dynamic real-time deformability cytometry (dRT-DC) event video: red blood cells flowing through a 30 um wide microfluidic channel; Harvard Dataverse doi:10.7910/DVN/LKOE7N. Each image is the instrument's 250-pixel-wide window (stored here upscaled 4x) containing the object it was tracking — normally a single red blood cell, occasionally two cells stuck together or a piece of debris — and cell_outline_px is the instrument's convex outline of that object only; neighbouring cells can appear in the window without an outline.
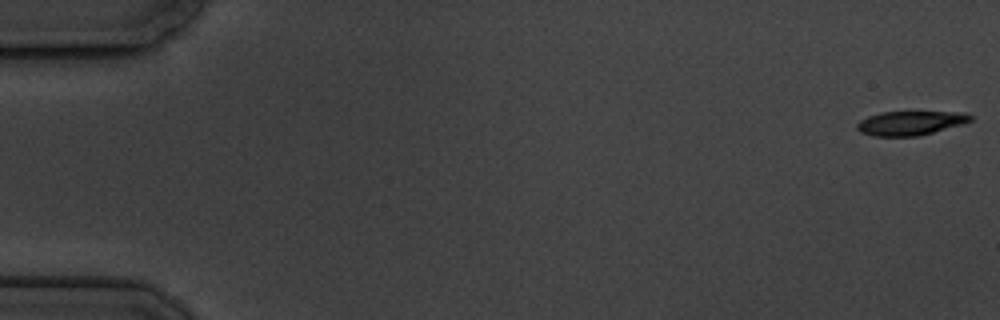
{"species": "common noctule bat (a hibernating species)", "species_latin": "Nyctalus noctula", "temperature_condition": "cold", "stored_images_in_passage": 8, "camera_frame_rate_fps": 3000, "um_per_image_px": 0.085, "animal": {"sex": "male", "body_mass_g": 19.5, "forearm_length_mm": 54.6}, "frame": {"image": 1, "passage_image": 1, "time_ms": 0.0, "image_size_px": [1000, 320], "cell_outline_px": [[972, 120], [964, 124], [920, 136], [872, 136], [860, 132], [856, 128], [856, 124], [860, 120], [868, 116], [880, 112], [964, 112], [972, 116]], "centroid_in_image_um": [77.38, 10.46], "position_along_channel_um": 7.6, "area_um2": 16.13}}
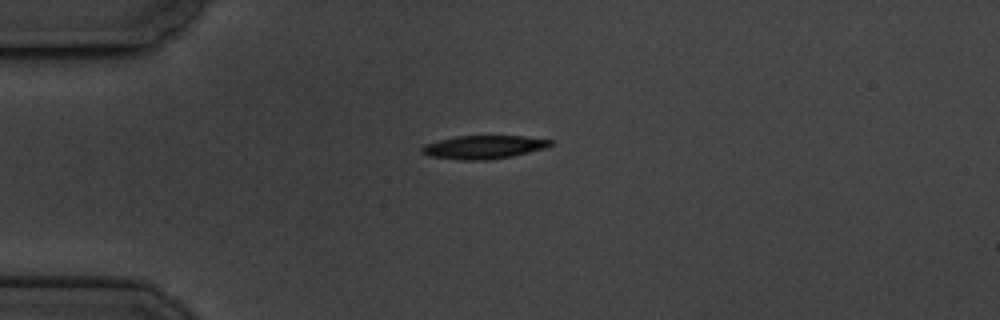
{"frame": {"image": 2, "passage_image": 5, "time_ms": 4.667, "image_size_px": [1000, 320], "cell_outline_px": [[556, 144], [544, 148], [512, 156], [488, 160], [460, 160], [428, 156], [420, 152], [420, 148], [424, 144], [456, 136], [524, 136], [556, 140]], "centroid_in_image_um": [41.13, 12.5], "position_along_channel_um": 43.9, "area_um2": 17.69}}
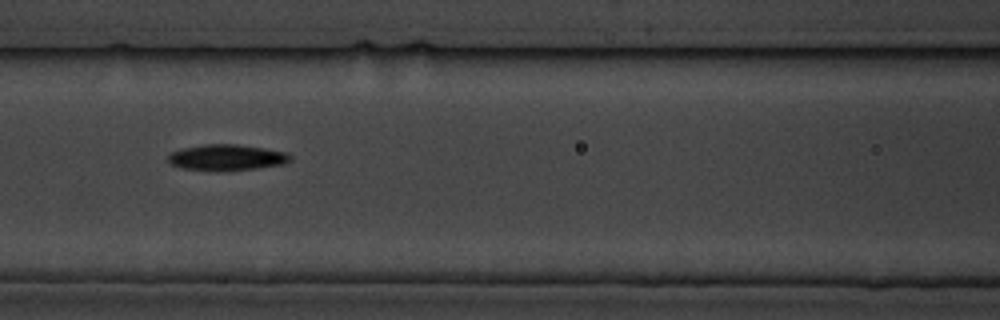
{"frame": {"image": 3, "passage_image": 8, "time_ms": 8.333, "image_size_px": [1000, 320], "cell_outline_px": [[292, 160], [284, 164], [256, 168], [184, 168], [172, 164], [168, 160], [168, 152], [180, 148], [204, 144], [236, 144], [264, 148], [288, 152], [292, 156]], "centroid_in_image_um": [19.31, 13.32], "position_along_channel_um": 147.3, "area_um2": 17.8}}